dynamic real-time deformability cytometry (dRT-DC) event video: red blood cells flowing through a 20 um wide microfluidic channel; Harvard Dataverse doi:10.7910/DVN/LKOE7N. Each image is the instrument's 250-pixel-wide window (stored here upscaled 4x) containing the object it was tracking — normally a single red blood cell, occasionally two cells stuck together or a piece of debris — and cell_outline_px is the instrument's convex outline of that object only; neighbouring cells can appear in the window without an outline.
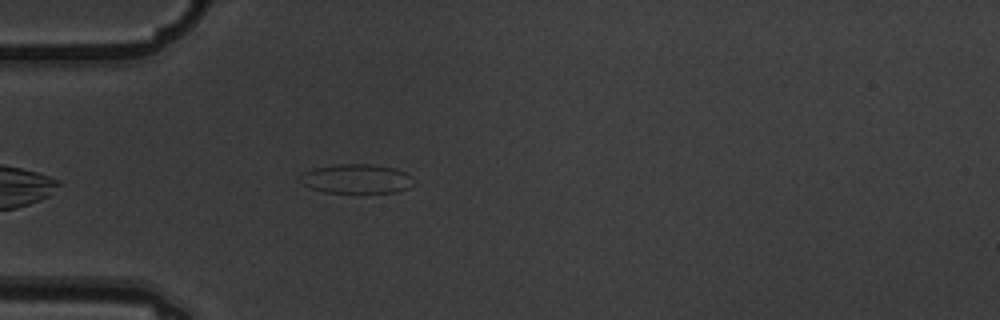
{"species": "common noctule bat (a hibernating species)", "species_latin": "Nyctalus noctula", "temperature_condition": "warm", "stored_images_in_passage": 6, "camera_frame_rate_fps": 3000, "um_per_image_px": 0.085, "animal": {"sex": "male", "body_mass_g": 19.5, "forearm_length_mm": 54.6}, "frame": {"image": 1, "passage_image": 6, "time_ms": 1.667, "image_size_px": [1000, 320], "cell_outline_px": [[412, 184], [408, 188], [396, 192], [324, 192], [312, 188], [304, 184], [300, 180], [300, 176], [304, 172], [312, 168], [340, 164], [372, 164], [392, 168], [404, 172], [412, 176]], "centroid_in_image_um": [30.29, 15.19], "position_along_channel_um": 54.7, "area_um2": 19.07}}